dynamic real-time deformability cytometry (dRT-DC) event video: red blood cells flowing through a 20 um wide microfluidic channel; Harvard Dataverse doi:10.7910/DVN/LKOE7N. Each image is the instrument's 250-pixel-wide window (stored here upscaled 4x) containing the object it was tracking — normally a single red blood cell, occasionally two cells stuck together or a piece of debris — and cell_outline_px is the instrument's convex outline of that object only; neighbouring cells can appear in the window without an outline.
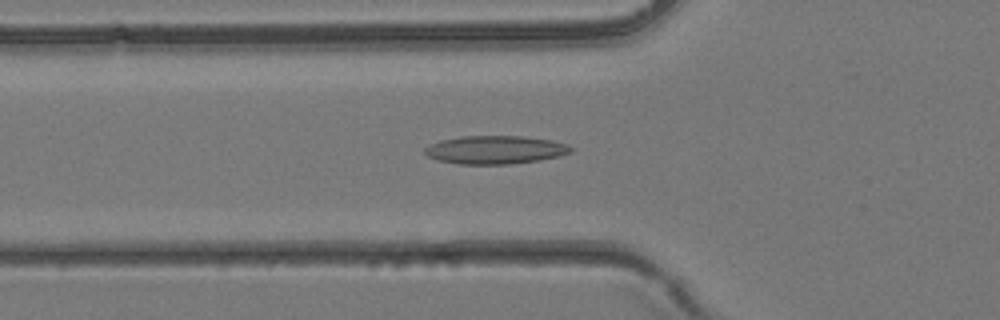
{"species": "common noctule bat (a hibernating species)", "species_latin": "Nyctalus noctula", "temperature_condition": "room temperature", "stored_images_in_passage": 37, "camera_frame_rate_fps": 3000, "um_per_image_px": 0.085, "animal": {"sex": "female", "body_mass_g": 24.6, "forearm_length_mm": 56.2}, "frame": {"image": 1, "passage_image": 11, "time_ms": 3.333, "image_size_px": [1000, 320], "cell_outline_px": [[572, 152], [560, 156], [540, 160], [508, 164], [460, 164], [440, 160], [428, 156], [424, 152], [424, 148], [440, 140], [460, 136], [524, 136], [552, 140], [568, 144], [572, 148]], "centroid_in_image_um": [42.13, 12.72], "position_along_channel_um": 83.7, "area_um2": 24.04}}
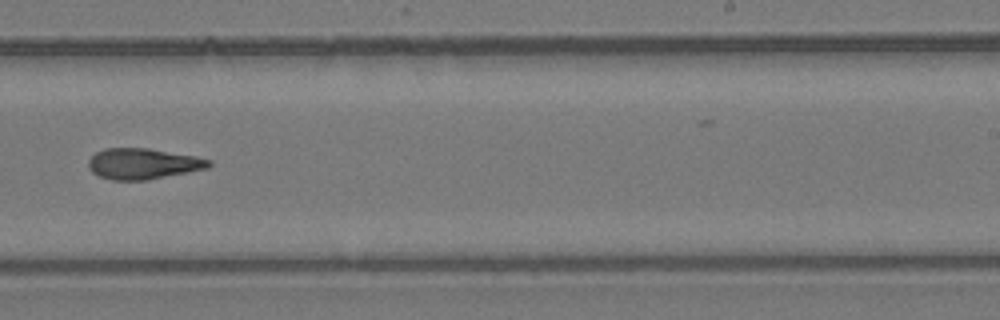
{"frame": {"image": 2, "passage_image": 22, "time_ms": 7.0, "image_size_px": [1000, 320], "cell_outline_px": [[212, 164], [208, 168], [148, 180], [112, 180], [100, 176], [92, 172], [88, 168], [88, 160], [96, 152], [104, 148], [148, 148], [196, 156], [212, 160]], "centroid_in_image_um": [12.16, 13.91], "position_along_channel_um": 276.8, "area_um2": 21.73}}
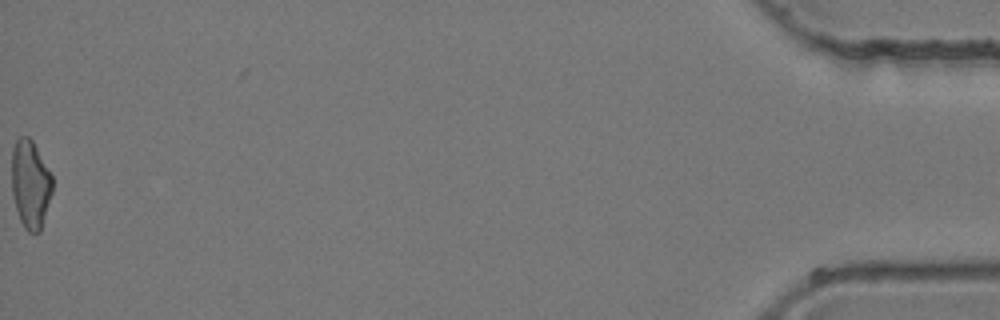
{"frame": {"image": 3, "passage_image": 37, "time_ms": 12.0, "image_size_px": [1000, 320], "cell_outline_px": [[52, 192], [40, 232], [28, 232], [24, 228], [20, 220], [16, 208], [12, 192], [12, 148], [16, 140], [20, 136], [28, 136], [32, 140], [52, 176]], "centroid_in_image_um": [2.57, 15.65], "position_along_channel_um": 432.6, "area_um2": 20.75}}